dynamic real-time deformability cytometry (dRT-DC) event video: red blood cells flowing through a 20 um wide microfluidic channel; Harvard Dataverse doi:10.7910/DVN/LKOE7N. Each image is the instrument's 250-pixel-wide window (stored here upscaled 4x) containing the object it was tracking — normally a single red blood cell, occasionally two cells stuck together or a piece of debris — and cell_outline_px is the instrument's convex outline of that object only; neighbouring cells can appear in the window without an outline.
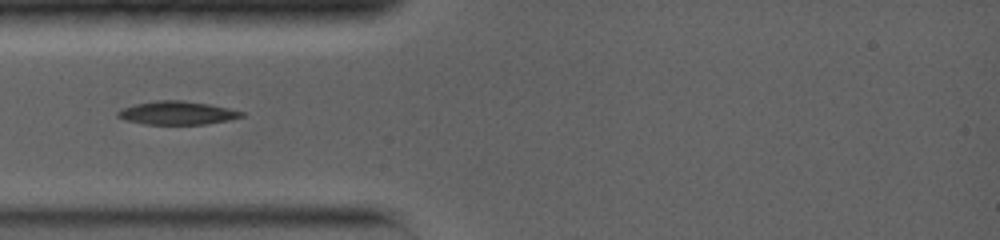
{"species": "common noctule bat (a hibernating species)", "species_latin": "Nyctalus noctula", "temperature_condition": "warm", "stored_images_in_passage": 66, "camera_frame_rate_fps": 5000, "um_per_image_px": 0.085, "animal": {"sex": "female", "body_mass_g": 19.0, "forearm_length_mm": 56.7}, "frame": {"image": 1, "passage_image": 1, "time_ms": 0.0, "image_size_px": [1000, 240], "cell_outline_px": [[244, 116], [228, 120], [204, 124], [144, 124], [124, 120], [116, 116], [116, 112], [120, 108], [136, 104], [156, 100], [184, 100], [208, 104], [228, 108], [244, 112]], "centroid_in_image_um": [15.0, 9.59], "position_along_channel_um": 70.0, "area_um2": 16.88}}
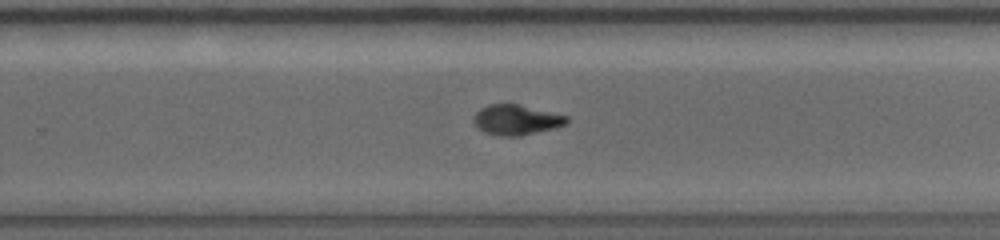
{"frame": {"image": 2, "passage_image": 28, "time_ms": 5.4, "image_size_px": [1000, 240], "cell_outline_px": [[568, 124], [520, 136], [500, 136], [484, 132], [476, 128], [472, 120], [476, 112], [480, 108], [488, 104], [520, 104], [568, 116]], "centroid_in_image_um": [43.85, 10.18], "position_along_channel_um": 286.0, "area_um2": 16.47}}
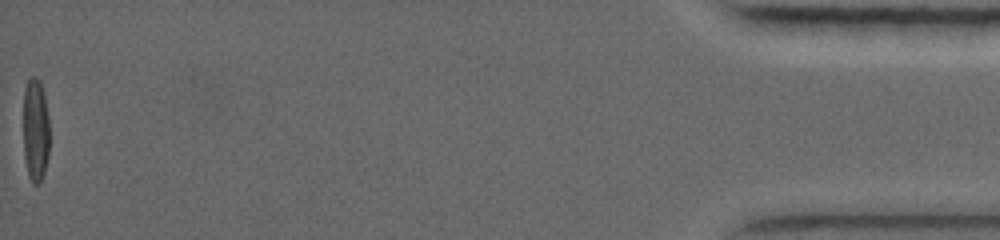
{"frame": {"image": 3, "passage_image": 65, "time_ms": 12.6, "image_size_px": [1000, 240], "cell_outline_px": [[48, 156], [44, 172], [40, 184], [32, 184], [28, 176], [24, 156], [24, 88], [28, 76], [36, 76], [40, 80], [44, 92], [48, 116]], "centroid_in_image_um": [3.01, 11.02], "position_along_channel_um": 432.2, "area_um2": 16.01}}